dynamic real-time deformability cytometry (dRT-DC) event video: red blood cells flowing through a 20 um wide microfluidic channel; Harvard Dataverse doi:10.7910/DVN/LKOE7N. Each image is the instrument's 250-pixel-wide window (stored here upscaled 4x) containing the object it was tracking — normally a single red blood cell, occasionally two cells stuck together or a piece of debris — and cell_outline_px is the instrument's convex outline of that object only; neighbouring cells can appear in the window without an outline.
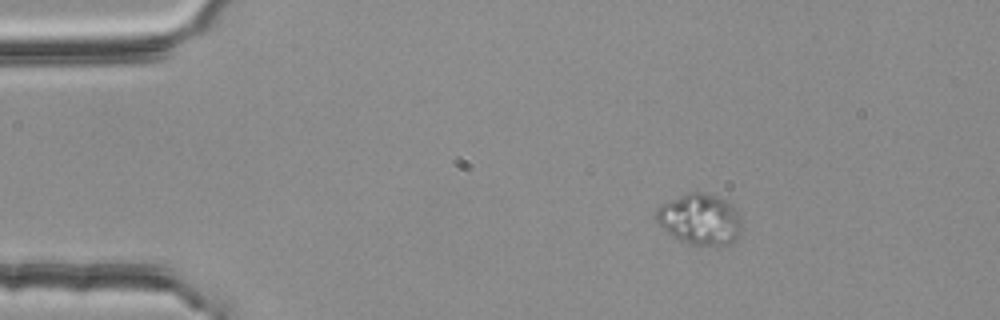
{"species": "common noctule bat (a hibernating species)", "species_latin": "Nyctalus noctula", "temperature_condition": "room temperature", "stored_images_in_passage": 47, "camera_frame_rate_fps": 3000, "um_per_image_px": 0.085, "animal": {"sex": "female", "body_mass_g": 25.1}, "frame": {"image": 1, "passage_image": 1, "time_ms": 0.0, "image_size_px": [1000, 320], "cell_outline_px": [[740, 232], [736, 244], [692, 244], [672, 236], [656, 220], [656, 212], [660, 204], [688, 192], [700, 192], [720, 196], [728, 200], [736, 212], [740, 224]], "centroid_in_image_um": [59.5, 18.62], "position_along_channel_um": 25.5, "area_um2": 25.09}}
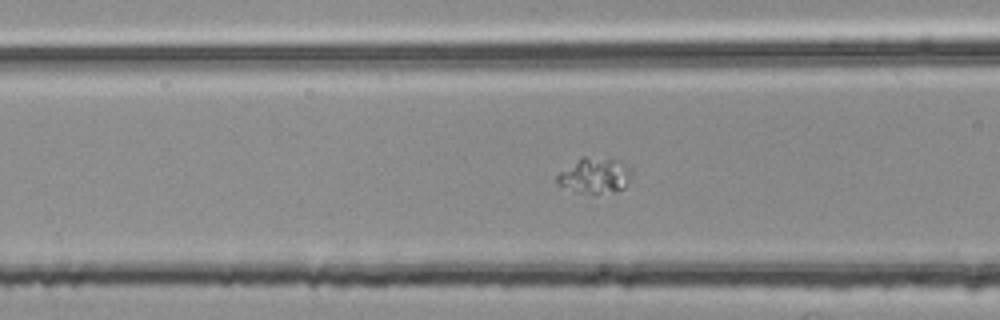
{"frame": {"image": 2, "passage_image": 14, "time_ms": 4.333, "image_size_px": [1000, 320], "cell_outline_px": [[632, 176], [624, 188], [596, 196], [576, 192], [560, 184], [556, 180], [556, 176], [560, 172], [580, 156], [584, 156], [612, 160], [624, 164], [632, 172]], "centroid_in_image_um": [50.54, 14.96], "position_along_channel_um": 116.1, "area_um2": 15.43}}